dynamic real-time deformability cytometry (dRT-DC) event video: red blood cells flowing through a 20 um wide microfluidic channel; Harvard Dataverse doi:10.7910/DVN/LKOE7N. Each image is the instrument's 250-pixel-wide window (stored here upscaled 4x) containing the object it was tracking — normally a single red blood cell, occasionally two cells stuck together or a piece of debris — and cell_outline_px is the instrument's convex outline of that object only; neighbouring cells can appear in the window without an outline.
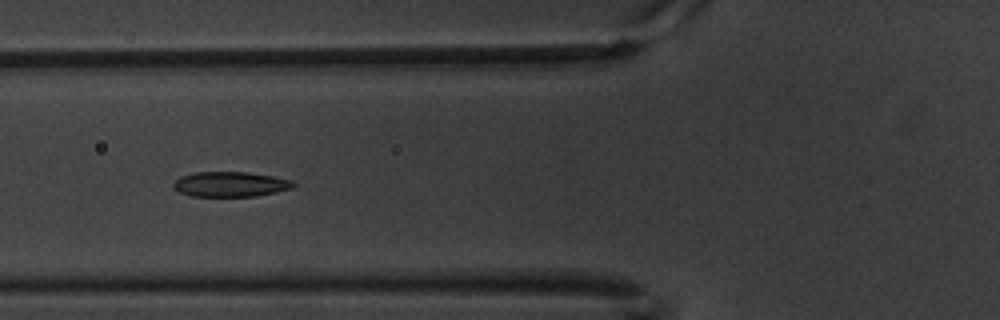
{"species": "common noctule bat (a hibernating species)", "species_latin": "Nyctalus noctula", "temperature_condition": "warm", "stored_images_in_passage": 14, "camera_frame_rate_fps": 3000, "um_per_image_px": 0.085, "animal": {"sex": "male", "body_mass_g": 20.1, "forearm_length_mm": 53.5}, "frame": {"image": 1, "passage_image": 8, "time_ms": 2.333, "image_size_px": [1000, 320], "cell_outline_px": [[296, 184], [292, 188], [276, 192], [256, 196], [192, 196], [180, 192], [172, 188], [172, 184], [180, 176], [196, 172], [248, 172], [272, 176], [292, 180]], "centroid_in_image_um": [19.57, 15.66], "position_along_channel_um": 106.2, "area_um2": 17.51}}